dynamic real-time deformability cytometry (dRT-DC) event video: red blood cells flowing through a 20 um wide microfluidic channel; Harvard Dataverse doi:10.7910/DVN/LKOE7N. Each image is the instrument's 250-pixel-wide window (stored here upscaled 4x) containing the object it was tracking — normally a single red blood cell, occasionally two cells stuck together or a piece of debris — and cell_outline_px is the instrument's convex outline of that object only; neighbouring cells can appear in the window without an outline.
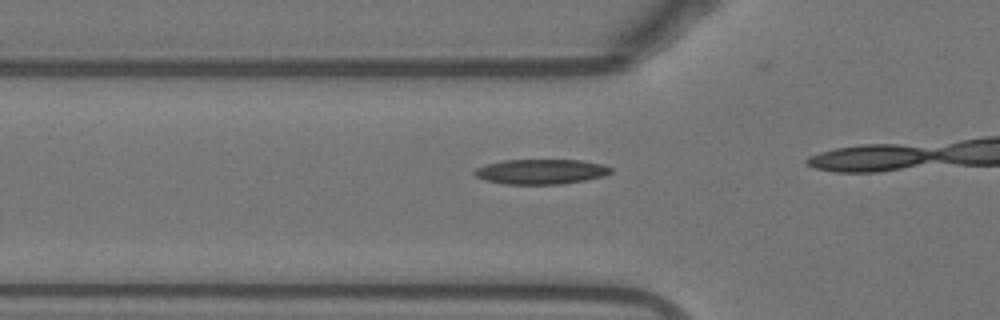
{"species": "Egyptian fruit bat (a non-hibernating species)", "species_latin": "Rousettus aegyptiacus", "temperature_condition": "warm", "stored_images_in_passage": 17, "camera_frame_rate_fps": 3000, "um_per_image_px": 0.085, "animal": {"sex": "female"}, "frame": {"image": 1, "passage_image": 13, "time_ms": 4.0, "image_size_px": [1000, 320], "cell_outline_px": [[612, 172], [604, 176], [584, 180], [560, 184], [504, 184], [484, 180], [476, 176], [472, 172], [476, 168], [488, 164], [504, 160], [580, 160], [604, 164], [612, 168]], "centroid_in_image_um": [45.99, 14.59], "position_along_channel_um": 79.8, "area_um2": 19.83}}
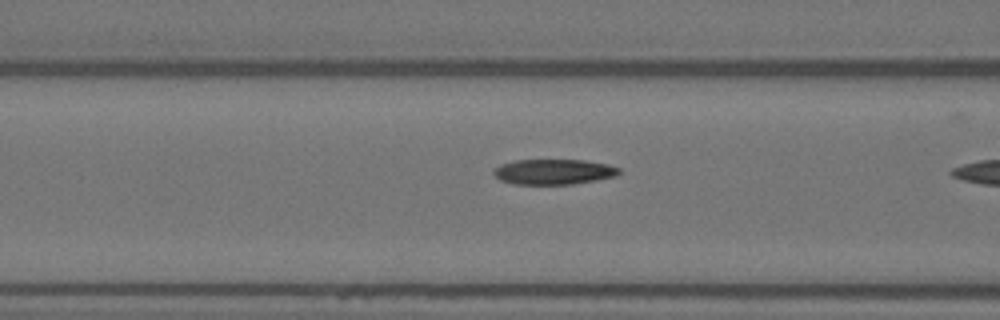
{"frame": {"image": 2, "passage_image": 16, "time_ms": 5.0, "image_size_px": [1000, 320], "cell_outline_px": [[620, 172], [616, 176], [596, 180], [572, 184], [512, 184], [500, 180], [492, 172], [500, 164], [516, 160], [584, 160], [608, 164], [620, 168]], "centroid_in_image_um": [47.07, 14.6], "position_along_channel_um": 119.5, "area_um2": 18.5}}